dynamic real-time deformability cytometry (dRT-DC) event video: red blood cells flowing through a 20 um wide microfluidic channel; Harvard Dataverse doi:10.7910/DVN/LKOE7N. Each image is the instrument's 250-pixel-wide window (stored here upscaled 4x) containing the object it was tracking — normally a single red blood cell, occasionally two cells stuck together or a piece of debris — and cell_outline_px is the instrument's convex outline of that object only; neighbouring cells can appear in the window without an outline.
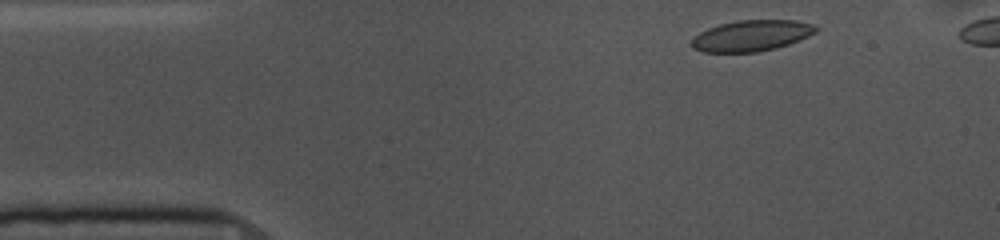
{"species": "common noctule bat (a hibernating species)", "species_latin": "Nyctalus noctula", "temperature_condition": "cold", "stored_images_in_passage": 44, "camera_frame_rate_fps": 3000, "um_per_image_px": 0.085, "animal": {"sex": "female", "body_mass_g": 10.0, "forearm_length_mm": 53.1}, "frame": {"image": 1, "passage_image": 2, "time_ms": 0.333, "image_size_px": [1000, 240], "cell_outline_px": [[820, 28], [816, 32], [808, 36], [788, 44], [776, 48], [756, 52], [704, 52], [692, 48], [688, 44], [700, 32], [708, 28], [720, 24], [740, 20], [796, 20], [816, 24]], "centroid_in_image_um": [63.89, 3.03], "position_along_channel_um": 21.1, "area_um2": 22.54}}
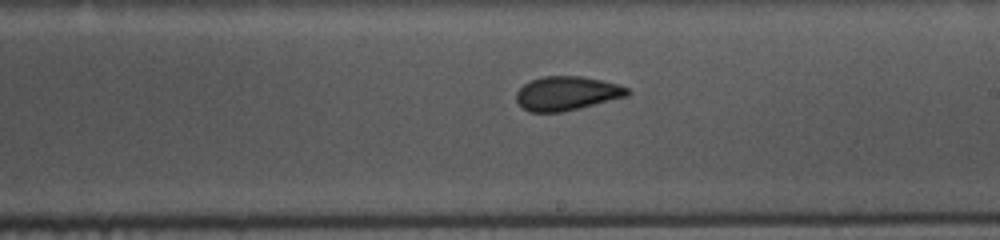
{"frame": {"image": 2, "passage_image": 25, "time_ms": 8.0, "image_size_px": [1000, 240], "cell_outline_px": [[632, 92], [628, 96], [560, 112], [528, 112], [516, 100], [516, 92], [524, 84], [532, 80], [544, 76], [580, 76], [600, 80], [616, 84], [628, 88]], "centroid_in_image_um": [48.17, 7.93], "position_along_channel_um": 240.8, "area_um2": 21.73}}
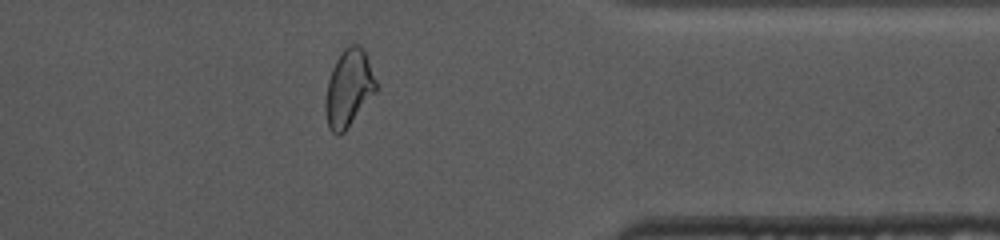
{"frame": {"image": 3, "passage_image": 38, "time_ms": 12.333, "image_size_px": [1000, 240], "cell_outline_px": [[376, 92], [344, 132], [340, 136], [336, 136], [328, 128], [324, 108], [324, 100], [328, 80], [332, 68], [336, 60], [344, 48], [352, 44], [360, 44], [364, 48], [376, 80]], "centroid_in_image_um": [29.62, 7.51], "position_along_channel_um": 381.8, "area_um2": 22.95}, "authors_computed_cell_mechanics": {"area_um2": 22.3975, "velocity_mm_per_s": 3.637, "shape_relaxation_time_tau1_ms": 4.248, "shape_relaxation_time_tau2_ms": 1.7397, "deformation_change_tau1": 0.1222, "deformation_change_tau2": 0.0693}}